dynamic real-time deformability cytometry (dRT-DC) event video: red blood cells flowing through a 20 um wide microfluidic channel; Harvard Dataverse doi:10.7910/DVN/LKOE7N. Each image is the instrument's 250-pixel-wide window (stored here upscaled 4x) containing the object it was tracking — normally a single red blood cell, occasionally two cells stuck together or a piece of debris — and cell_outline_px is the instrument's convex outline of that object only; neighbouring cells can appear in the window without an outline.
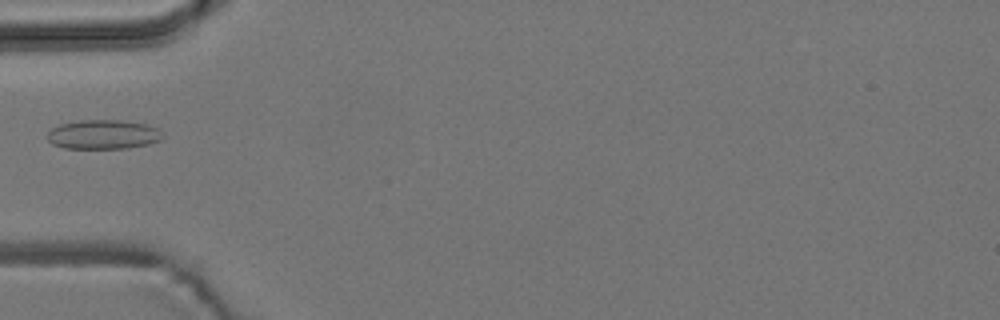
{"species": "common noctule bat (a hibernating species)", "species_latin": "Nyctalus noctula", "temperature_condition": "room temperature", "stored_images_in_passage": 2, "camera_frame_rate_fps": 3000, "um_per_image_px": 0.085, "animal": {"sex": "male", "body_mass_g": 19.2, "forearm_length_mm": 51.8}, "frame": {"image": 1, "passage_image": 2, "time_ms": 1.0, "image_size_px": [1000, 320], "cell_outline_px": [[164, 136], [160, 140], [148, 144], [128, 148], [64, 148], [52, 144], [44, 136], [52, 128], [60, 124], [80, 120], [120, 120], [148, 124], [160, 128]], "centroid_in_image_um": [8.78, 11.42], "position_along_channel_um": 76.2, "area_um2": 19.94}}